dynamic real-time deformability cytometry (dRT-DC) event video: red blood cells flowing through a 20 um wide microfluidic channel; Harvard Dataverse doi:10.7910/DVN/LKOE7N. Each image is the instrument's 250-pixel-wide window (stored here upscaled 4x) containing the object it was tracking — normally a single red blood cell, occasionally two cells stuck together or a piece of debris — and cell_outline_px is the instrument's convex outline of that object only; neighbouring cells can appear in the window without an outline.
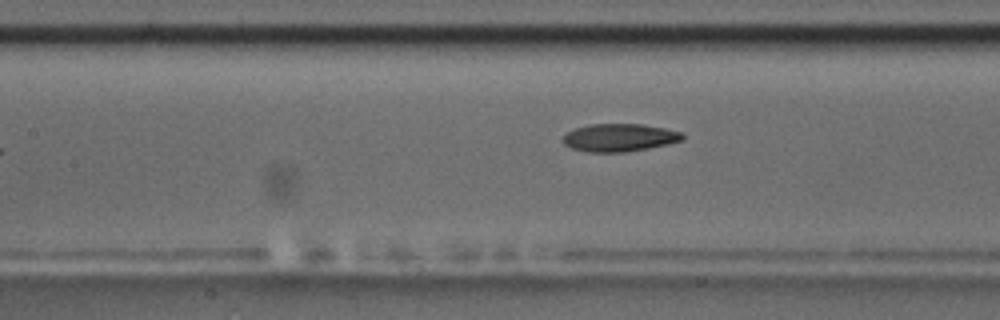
{"species": "common noctule bat (a hibernating species)", "species_latin": "Nyctalus noctula", "temperature_condition": "room temperature", "stored_images_in_passage": 4, "camera_frame_rate_fps": 3000, "um_per_image_px": 0.085, "animal": {"sex": "male", "body_mass_g": 17.5, "forearm_length_mm": 52.3}, "frame": {"image": 1, "passage_image": 4, "time_ms": 4.0, "image_size_px": [1000, 320], "cell_outline_px": [[684, 140], [668, 144], [648, 148], [624, 152], [588, 152], [572, 148], [564, 144], [560, 140], [568, 132], [576, 128], [588, 124], [644, 124], [684, 132]], "centroid_in_image_um": [52.67, 11.69], "position_along_channel_um": 154.7, "area_um2": 19.48}}